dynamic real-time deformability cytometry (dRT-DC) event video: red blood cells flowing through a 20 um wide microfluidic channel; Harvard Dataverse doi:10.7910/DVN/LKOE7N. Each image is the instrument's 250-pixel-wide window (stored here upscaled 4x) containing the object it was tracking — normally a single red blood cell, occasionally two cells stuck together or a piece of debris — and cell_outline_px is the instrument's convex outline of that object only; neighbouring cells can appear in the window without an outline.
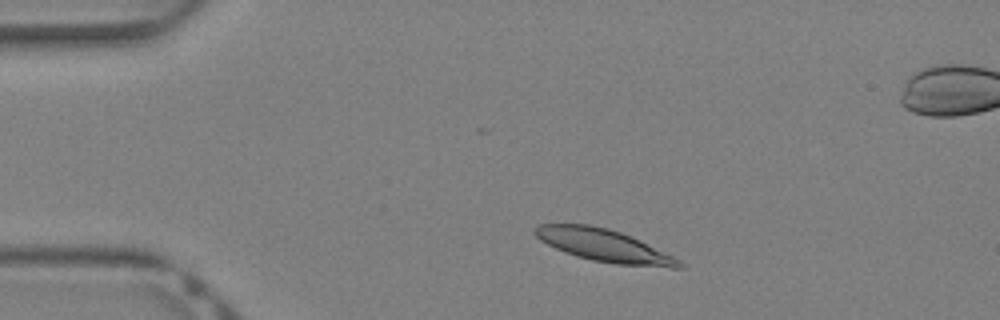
{"species": "Egyptian fruit bat (a non-hibernating species)", "species_latin": "Rousettus aegyptiacus", "temperature_condition": "warm", "stored_images_in_passage": 37, "camera_frame_rate_fps": 3000, "um_per_image_px": 0.085, "animal": {"sex": "female"}, "frame": {"image": 1, "passage_image": 4, "time_ms": 1.0, "image_size_px": [1000, 320], "cell_outline_px": [[684, 268], [672, 268], [616, 264], [592, 260], [576, 256], [564, 252], [540, 240], [532, 232], [532, 228], [536, 224], [588, 224], [608, 228], [632, 236], [680, 260], [684, 264]], "centroid_in_image_um": [51.31, 20.86], "position_along_channel_um": 33.7, "area_um2": 27.28}}
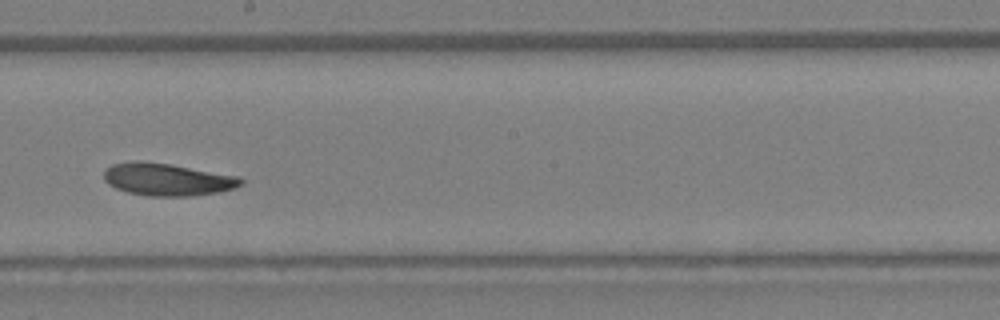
{"frame": {"image": 2, "passage_image": 19, "time_ms": 6.0, "image_size_px": [1000, 320], "cell_outline_px": [[244, 184], [236, 188], [220, 192], [192, 196], [148, 196], [128, 192], [116, 188], [108, 184], [104, 180], [104, 172], [112, 164], [132, 160], [140, 160], [172, 164], [240, 176], [244, 180]], "centroid_in_image_um": [14.27, 15.24], "position_along_channel_um": 233.9, "area_um2": 26.3}}
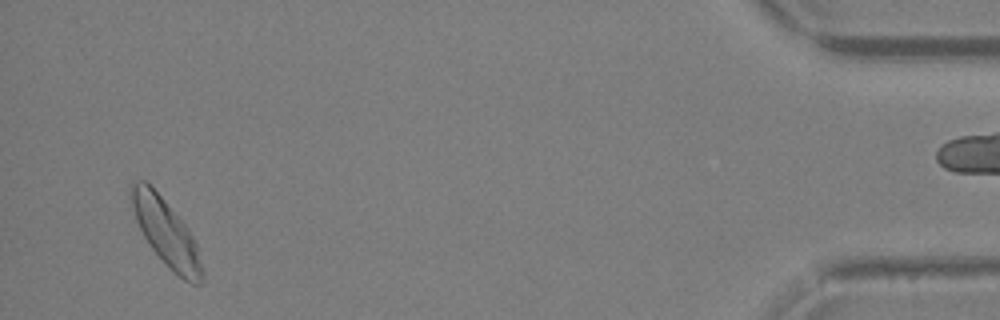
{"frame": {"image": 3, "passage_image": 35, "time_ms": 11.333, "image_size_px": [1000, 320], "cell_outline_px": [[204, 280], [200, 284], [192, 284], [184, 280], [168, 268], [152, 248], [144, 236], [136, 220], [132, 208], [128, 192], [132, 184], [136, 180], [144, 180], [160, 196], [188, 228], [196, 244], [204, 276]], "centroid_in_image_um": [14.11, 19.79], "position_along_channel_um": 421.1, "area_um2": 27.11}}